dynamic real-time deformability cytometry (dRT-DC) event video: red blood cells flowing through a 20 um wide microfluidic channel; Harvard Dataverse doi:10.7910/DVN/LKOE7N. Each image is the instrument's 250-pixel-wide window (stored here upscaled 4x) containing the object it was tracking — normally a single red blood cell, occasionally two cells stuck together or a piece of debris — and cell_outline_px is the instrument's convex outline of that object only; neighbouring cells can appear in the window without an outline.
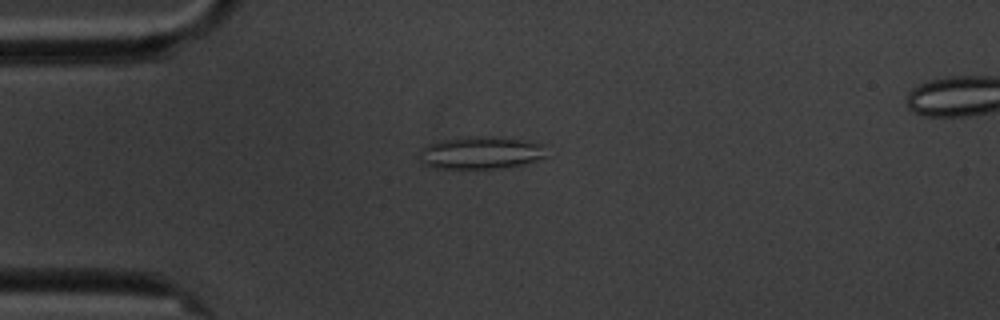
{"species": "common noctule bat (a hibernating species)", "species_latin": "Nyctalus noctula", "temperature_condition": "cold", "stored_images_in_passage": 16, "segment_of_instrument_passage": [1, 2], "camera_frame_rate_fps": 3000, "um_per_image_px": 0.085, "animal": {"sex": "male", "body_mass_g": 20.1, "forearm_length_mm": 53.5}, "frame": {"image": 1, "passage_image": 4, "time_ms": 4.333, "image_size_px": [1000, 320], "cell_outline_px": [[548, 156], [512, 168], [432, 168], [420, 164], [416, 156], [420, 148], [428, 144], [444, 140], [472, 136], [492, 136], [524, 140], [544, 144]], "centroid_in_image_um": [40.84, 13.0], "position_along_channel_um": 44.2, "area_um2": 24.68}}
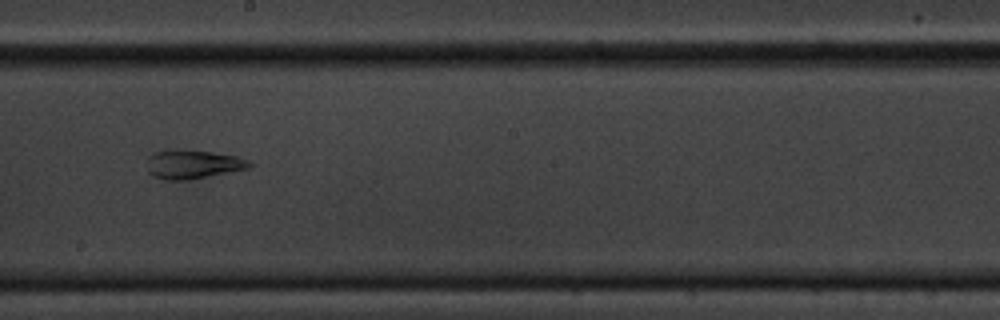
{"frame": {"image": 2, "passage_image": 9, "time_ms": 10.333, "image_size_px": [1000, 320], "cell_outline_px": [[256, 164], [248, 168], [184, 180], [164, 180], [152, 176], [148, 172], [148, 156], [152, 152], [180, 148], [212, 152], [236, 156], [248, 160]], "centroid_in_image_um": [16.35, 13.94], "position_along_channel_um": 231.8, "area_um2": 17.28}}
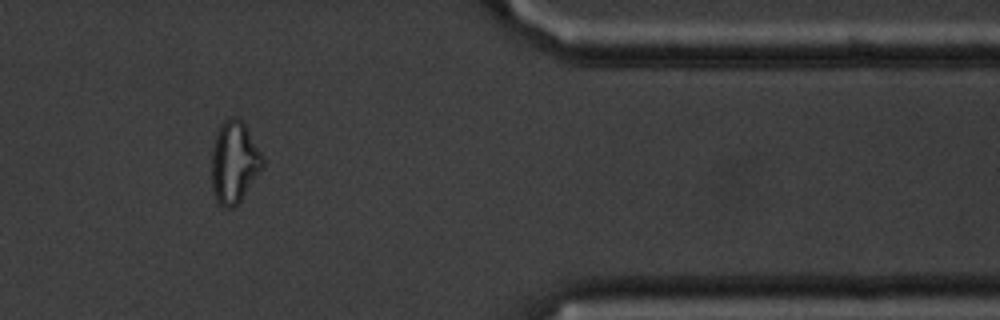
{"frame": {"image": 3, "passage_image": 13, "time_ms": 15.667, "image_size_px": [1000, 320], "cell_outline_px": [[264, 168], [240, 200], [232, 208], [224, 208], [216, 200], [212, 188], [212, 148], [220, 124], [228, 116], [236, 116], [244, 124], [264, 156]], "centroid_in_image_um": [19.92, 13.78], "position_along_channel_um": 391.5, "area_um2": 24.45}}